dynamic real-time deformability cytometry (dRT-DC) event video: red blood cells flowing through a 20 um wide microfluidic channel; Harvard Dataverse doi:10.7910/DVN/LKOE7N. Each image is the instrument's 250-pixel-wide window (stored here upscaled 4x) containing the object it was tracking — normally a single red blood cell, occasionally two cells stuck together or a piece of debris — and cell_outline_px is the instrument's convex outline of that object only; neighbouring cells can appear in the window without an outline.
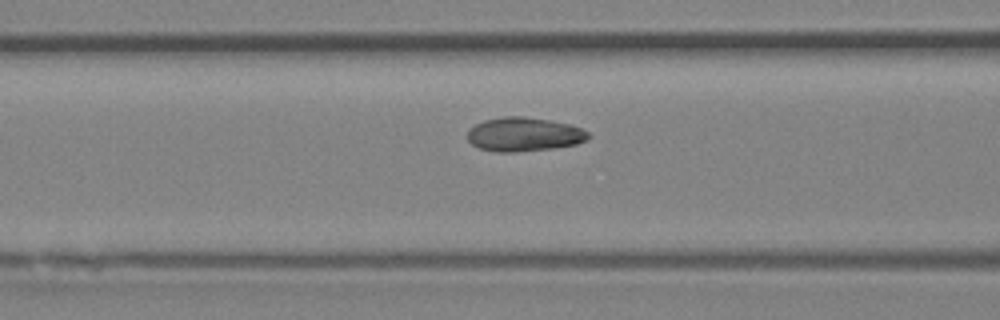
{"species": "Egyptian fruit bat (a non-hibernating species)", "species_latin": "Rousettus aegyptiacus", "temperature_condition": "room temperature", "stored_images_in_passage": 15, "camera_frame_rate_fps": 3000, "um_per_image_px": 0.085, "animal": {"sex": "female"}, "frame": {"image": 1, "passage_image": 13, "time_ms": 4.0, "image_size_px": [1000, 320], "cell_outline_px": [[592, 136], [588, 140], [576, 144], [552, 148], [512, 152], [496, 152], [480, 148], [472, 144], [468, 140], [468, 128], [484, 120], [500, 116], [524, 116], [548, 120], [568, 124], [580, 128], [588, 132]], "centroid_in_image_um": [44.53, 11.41], "position_along_channel_um": 122.1, "area_um2": 23.93}}